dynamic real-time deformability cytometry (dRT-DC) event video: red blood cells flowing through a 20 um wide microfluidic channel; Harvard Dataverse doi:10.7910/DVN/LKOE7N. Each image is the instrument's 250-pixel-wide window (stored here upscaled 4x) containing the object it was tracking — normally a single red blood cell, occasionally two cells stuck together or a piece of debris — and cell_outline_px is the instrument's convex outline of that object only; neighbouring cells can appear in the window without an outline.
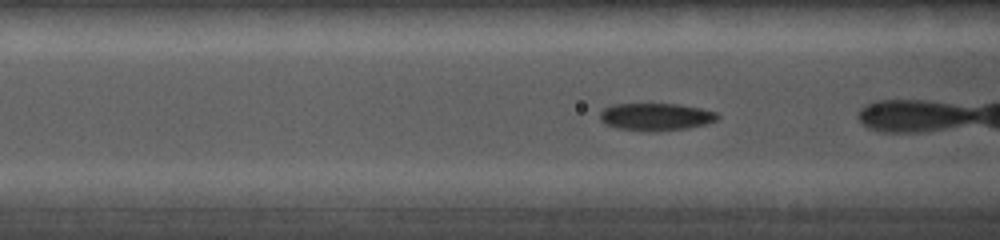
{"species": "common noctule bat (a hibernating species)", "species_latin": "Nyctalus noctula", "temperature_condition": "cold", "stored_images_in_passage": 16, "camera_frame_rate_fps": 5000, "um_per_image_px": 0.085, "animal": {"sex": "female", "body_mass_g": 19.0, "forearm_length_mm": 56.7}, "frame": {"image": 1, "passage_image": 5, "time_ms": 1.0, "image_size_px": [1000, 240], "cell_outline_px": [[720, 116], [716, 120], [704, 124], [684, 128], [652, 132], [616, 128], [604, 124], [600, 120], [600, 112], [604, 108], [612, 104], [680, 104], [700, 108], [716, 112]], "centroid_in_image_um": [55.7, 9.92], "position_along_channel_um": 110.9, "area_um2": 18.79}}
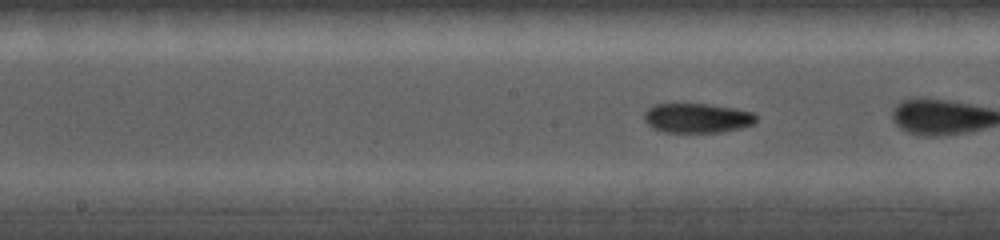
{"frame": {"image": 2, "passage_image": 14, "time_ms": 2.8, "image_size_px": [1000, 240], "cell_outline_px": [[756, 120], [752, 124], [740, 128], [720, 132], [664, 132], [652, 128], [644, 120], [644, 112], [652, 104], [708, 104], [736, 108], [752, 112], [756, 116]], "centroid_in_image_um": [59.22, 10.03], "position_along_channel_um": 189.0, "area_um2": 19.31}}